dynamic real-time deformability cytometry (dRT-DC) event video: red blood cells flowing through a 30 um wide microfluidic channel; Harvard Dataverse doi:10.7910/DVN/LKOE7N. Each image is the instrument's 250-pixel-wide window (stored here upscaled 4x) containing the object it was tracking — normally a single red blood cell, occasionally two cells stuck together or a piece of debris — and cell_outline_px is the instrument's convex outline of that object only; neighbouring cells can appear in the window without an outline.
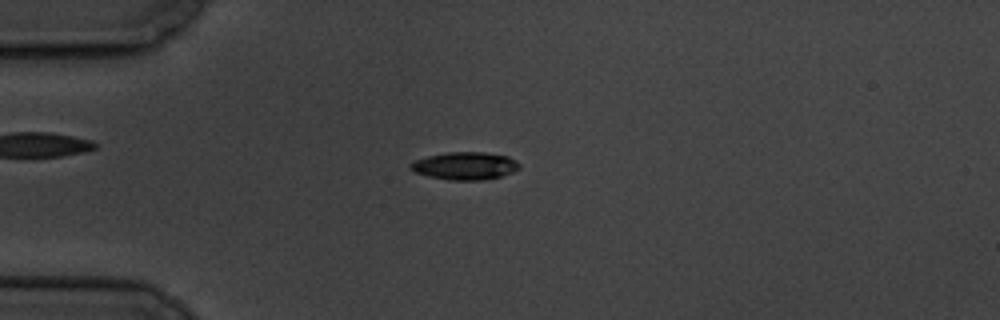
{"species": "common noctule bat (a hibernating species)", "species_latin": "Nyctalus noctula", "temperature_condition": "cold", "stored_images_in_passage": 8, "camera_frame_rate_fps": 3000, "um_per_image_px": 0.085, "animal": {"sex": "male", "body_mass_g": 19.5, "forearm_length_mm": 54.6}, "frame": {"image": 1, "passage_image": 2, "time_ms": 1.0, "image_size_px": [1000, 320], "cell_outline_px": [[520, 168], [512, 172], [500, 176], [480, 180], [448, 180], [428, 176], [416, 172], [408, 168], [408, 164], [416, 160], [428, 156], [448, 152], [484, 152], [508, 156], [516, 160], [520, 164]], "centroid_in_image_um": [39.52, 14.09], "position_along_channel_um": 45.5, "area_um2": 17.51}}
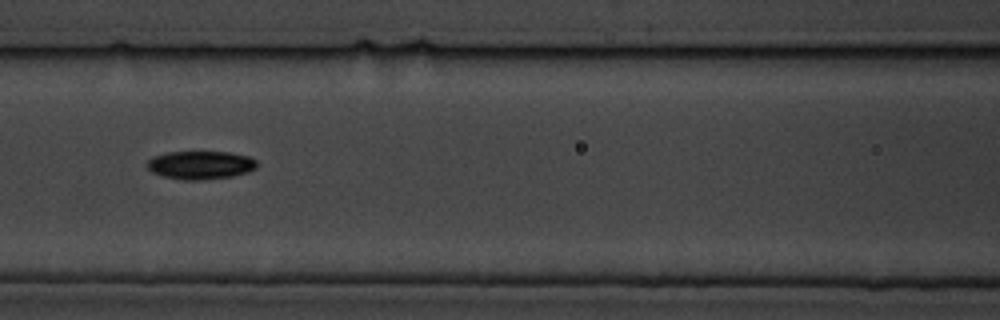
{"frame": {"image": 2, "passage_image": 5, "time_ms": 4.667, "image_size_px": [1000, 320], "cell_outline_px": [[256, 168], [248, 172], [232, 176], [200, 180], [180, 180], [164, 176], [152, 172], [148, 168], [148, 160], [152, 156], [168, 152], [232, 152], [248, 156], [256, 160]], "centroid_in_image_um": [17.04, 14.02], "position_along_channel_um": 149.6, "area_um2": 18.09}}
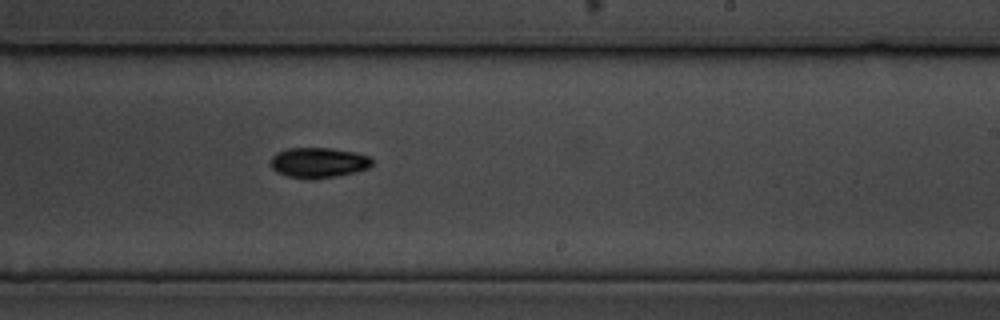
{"frame": {"image": 3, "passage_image": 8, "time_ms": 8.0, "image_size_px": [1000, 320], "cell_outline_px": [[372, 164], [368, 168], [336, 176], [312, 180], [308, 180], [288, 176], [276, 172], [272, 168], [272, 156], [276, 152], [288, 148], [328, 148], [356, 152], [368, 156], [372, 160]], "centroid_in_image_um": [27.04, 13.83], "position_along_channel_um": 262.0, "area_um2": 17.86}}